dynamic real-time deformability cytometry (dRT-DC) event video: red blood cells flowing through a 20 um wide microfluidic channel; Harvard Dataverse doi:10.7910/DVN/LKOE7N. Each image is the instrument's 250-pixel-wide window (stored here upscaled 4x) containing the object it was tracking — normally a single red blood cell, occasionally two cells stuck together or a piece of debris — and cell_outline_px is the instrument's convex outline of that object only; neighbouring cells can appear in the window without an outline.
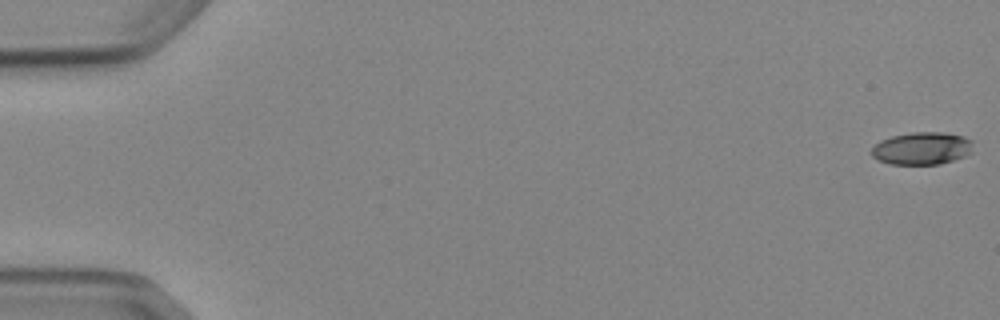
{"species": "Egyptian fruit bat (a non-hibernating species)", "species_latin": "Rousettus aegyptiacus", "temperature_condition": "cold", "stored_images_in_passage": 8, "camera_frame_rate_fps": 3000, "um_per_image_px": 0.085, "animal": {"sex": "female"}, "frame": {"image": 1, "passage_image": 1, "time_ms": 0.0, "image_size_px": [1000, 320], "cell_outline_px": [[972, 152], [964, 156], [940, 164], [888, 164], [872, 156], [872, 148], [880, 140], [892, 136], [912, 132], [944, 132], [964, 136], [972, 140]], "centroid_in_image_um": [78.38, 12.6], "position_along_channel_um": 6.6, "area_um2": 19.25}}
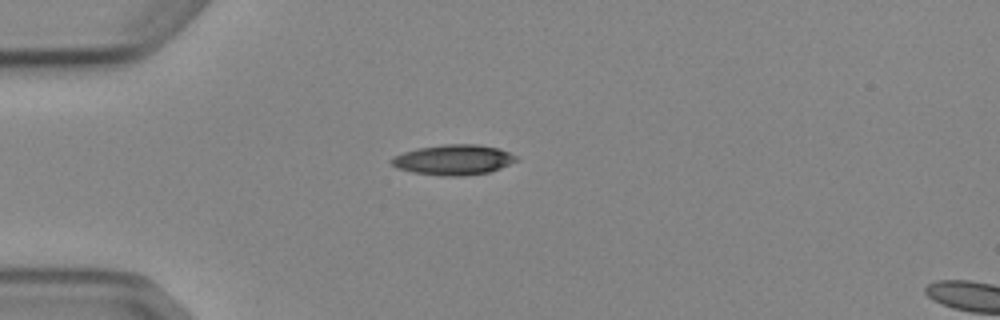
{"frame": {"image": 2, "passage_image": 5, "time_ms": 4.667, "image_size_px": [1000, 320], "cell_outline_px": [[520, 160], [500, 168], [488, 172], [464, 176], [440, 176], [412, 172], [396, 168], [388, 160], [392, 156], [416, 148], [444, 144], [476, 144], [500, 148], [516, 156]], "centroid_in_image_um": [38.52, 13.58], "position_along_channel_um": 46.5, "area_um2": 22.25}}
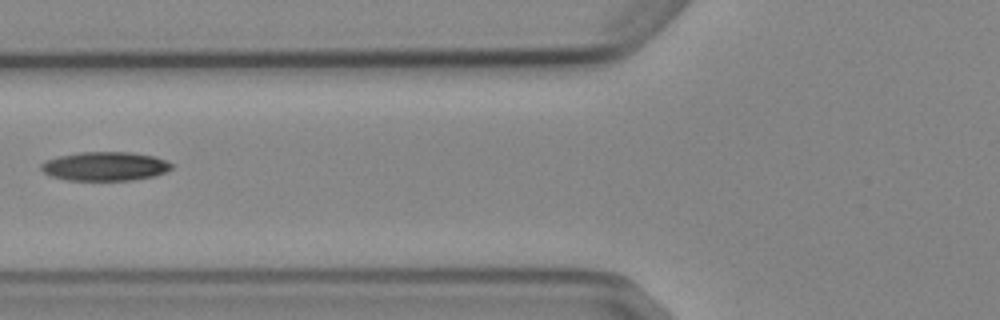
{"frame": {"image": 3, "passage_image": 7, "time_ms": 7.0, "image_size_px": [1000, 320], "cell_outline_px": [[172, 168], [156, 176], [132, 180], [68, 180], [52, 176], [44, 172], [40, 168], [40, 164], [48, 160], [60, 156], [80, 152], [128, 152], [156, 156], [172, 164]], "centroid_in_image_um": [8.95, 14.13], "position_along_channel_um": 116.9, "area_um2": 21.85}}